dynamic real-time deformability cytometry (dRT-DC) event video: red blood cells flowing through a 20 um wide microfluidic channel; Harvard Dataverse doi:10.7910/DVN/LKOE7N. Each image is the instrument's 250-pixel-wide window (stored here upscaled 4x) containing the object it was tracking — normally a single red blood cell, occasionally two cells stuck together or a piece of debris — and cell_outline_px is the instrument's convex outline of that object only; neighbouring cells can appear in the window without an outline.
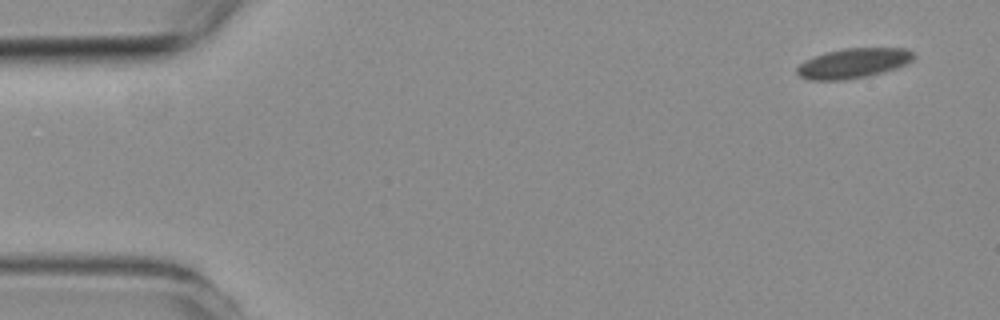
{"species": "common noctule bat (a hibernating species)", "species_latin": "Nyctalus noctula", "temperature_condition": "room temperature", "stored_images_in_passage": 4, "segment_of_instrument_passage": [2, 2], "camera_frame_rate_fps": 3000, "um_per_image_px": 0.085, "animal": {"sex": "female", "body_mass_g": 19.3, "forearm_length_mm": 54.1}, "frame": {"image": 1, "passage_image": 4, "time_ms": 5.0, "image_size_px": [1000, 320], "cell_outline_px": [[916, 56], [912, 60], [896, 68], [884, 72], [868, 76], [844, 80], [808, 80], [800, 76], [796, 72], [796, 68], [804, 60], [824, 52], [844, 48], [904, 48], [912, 52]], "centroid_in_image_um": [72.5, 5.37], "position_along_channel_um": 12.5, "area_um2": 20.4}}